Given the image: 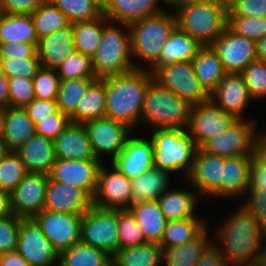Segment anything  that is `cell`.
<instances>
[{
    "mask_svg": "<svg viewBox=\"0 0 266 266\" xmlns=\"http://www.w3.org/2000/svg\"><path fill=\"white\" fill-rule=\"evenodd\" d=\"M232 212L215 229L220 240L216 244L232 266H255L266 240V230L244 204Z\"/></svg>",
    "mask_w": 266,
    "mask_h": 266,
    "instance_id": "1",
    "label": "cell"
},
{
    "mask_svg": "<svg viewBox=\"0 0 266 266\" xmlns=\"http://www.w3.org/2000/svg\"><path fill=\"white\" fill-rule=\"evenodd\" d=\"M103 79L105 117L134 129L141 122L143 102L153 74L148 69H135L123 75Z\"/></svg>",
    "mask_w": 266,
    "mask_h": 266,
    "instance_id": "2",
    "label": "cell"
},
{
    "mask_svg": "<svg viewBox=\"0 0 266 266\" xmlns=\"http://www.w3.org/2000/svg\"><path fill=\"white\" fill-rule=\"evenodd\" d=\"M131 54L136 69H150L160 58L164 44L177 27L175 13L167 10L128 25ZM134 57V58H133ZM142 60L143 64L135 62ZM142 66H141V65Z\"/></svg>",
    "mask_w": 266,
    "mask_h": 266,
    "instance_id": "3",
    "label": "cell"
},
{
    "mask_svg": "<svg viewBox=\"0 0 266 266\" xmlns=\"http://www.w3.org/2000/svg\"><path fill=\"white\" fill-rule=\"evenodd\" d=\"M92 65L97 79L123 75L136 69L128 25L111 22L103 15L101 41L92 56Z\"/></svg>",
    "mask_w": 266,
    "mask_h": 266,
    "instance_id": "4",
    "label": "cell"
},
{
    "mask_svg": "<svg viewBox=\"0 0 266 266\" xmlns=\"http://www.w3.org/2000/svg\"><path fill=\"white\" fill-rule=\"evenodd\" d=\"M192 105L152 80L143 102L141 123L151 131L182 129L187 131Z\"/></svg>",
    "mask_w": 266,
    "mask_h": 266,
    "instance_id": "5",
    "label": "cell"
},
{
    "mask_svg": "<svg viewBox=\"0 0 266 266\" xmlns=\"http://www.w3.org/2000/svg\"><path fill=\"white\" fill-rule=\"evenodd\" d=\"M174 11L177 27L202 46H210L227 26V8L215 0L180 6Z\"/></svg>",
    "mask_w": 266,
    "mask_h": 266,
    "instance_id": "6",
    "label": "cell"
},
{
    "mask_svg": "<svg viewBox=\"0 0 266 266\" xmlns=\"http://www.w3.org/2000/svg\"><path fill=\"white\" fill-rule=\"evenodd\" d=\"M150 133L154 167L170 173L181 171L186 180L197 149L192 136L182 129H156Z\"/></svg>",
    "mask_w": 266,
    "mask_h": 266,
    "instance_id": "7",
    "label": "cell"
},
{
    "mask_svg": "<svg viewBox=\"0 0 266 266\" xmlns=\"http://www.w3.org/2000/svg\"><path fill=\"white\" fill-rule=\"evenodd\" d=\"M253 120L236 119L222 134L209 139L201 149L223 158L254 156L262 146L261 131Z\"/></svg>",
    "mask_w": 266,
    "mask_h": 266,
    "instance_id": "8",
    "label": "cell"
},
{
    "mask_svg": "<svg viewBox=\"0 0 266 266\" xmlns=\"http://www.w3.org/2000/svg\"><path fill=\"white\" fill-rule=\"evenodd\" d=\"M149 71L159 85L188 101L192 106L210 100V94L196 78L192 61L152 66Z\"/></svg>",
    "mask_w": 266,
    "mask_h": 266,
    "instance_id": "9",
    "label": "cell"
},
{
    "mask_svg": "<svg viewBox=\"0 0 266 266\" xmlns=\"http://www.w3.org/2000/svg\"><path fill=\"white\" fill-rule=\"evenodd\" d=\"M81 242L102 250L111 257L120 249L118 209L92 206L82 215Z\"/></svg>",
    "mask_w": 266,
    "mask_h": 266,
    "instance_id": "10",
    "label": "cell"
},
{
    "mask_svg": "<svg viewBox=\"0 0 266 266\" xmlns=\"http://www.w3.org/2000/svg\"><path fill=\"white\" fill-rule=\"evenodd\" d=\"M33 219L58 254L81 242V215L43 210Z\"/></svg>",
    "mask_w": 266,
    "mask_h": 266,
    "instance_id": "11",
    "label": "cell"
},
{
    "mask_svg": "<svg viewBox=\"0 0 266 266\" xmlns=\"http://www.w3.org/2000/svg\"><path fill=\"white\" fill-rule=\"evenodd\" d=\"M91 148L96 159L103 162V155H109L111 162L124 148L132 130L126 125L108 117L97 118L84 123Z\"/></svg>",
    "mask_w": 266,
    "mask_h": 266,
    "instance_id": "12",
    "label": "cell"
},
{
    "mask_svg": "<svg viewBox=\"0 0 266 266\" xmlns=\"http://www.w3.org/2000/svg\"><path fill=\"white\" fill-rule=\"evenodd\" d=\"M110 169L103 163L100 166L97 187L92 198L93 206L103 209H128L132 205L130 179L112 164Z\"/></svg>",
    "mask_w": 266,
    "mask_h": 266,
    "instance_id": "13",
    "label": "cell"
},
{
    "mask_svg": "<svg viewBox=\"0 0 266 266\" xmlns=\"http://www.w3.org/2000/svg\"><path fill=\"white\" fill-rule=\"evenodd\" d=\"M235 120L234 116L209 100L192 107L187 132L196 147L201 148L209 139L226 131Z\"/></svg>",
    "mask_w": 266,
    "mask_h": 266,
    "instance_id": "14",
    "label": "cell"
},
{
    "mask_svg": "<svg viewBox=\"0 0 266 266\" xmlns=\"http://www.w3.org/2000/svg\"><path fill=\"white\" fill-rule=\"evenodd\" d=\"M224 158L212 155L201 148H197L193 165L189 176L185 182L191 184L200 198L209 199L221 198V178L223 173Z\"/></svg>",
    "mask_w": 266,
    "mask_h": 266,
    "instance_id": "15",
    "label": "cell"
},
{
    "mask_svg": "<svg viewBox=\"0 0 266 266\" xmlns=\"http://www.w3.org/2000/svg\"><path fill=\"white\" fill-rule=\"evenodd\" d=\"M210 46L219 56L226 73L240 74L258 59L256 42L234 33L228 26Z\"/></svg>",
    "mask_w": 266,
    "mask_h": 266,
    "instance_id": "16",
    "label": "cell"
},
{
    "mask_svg": "<svg viewBox=\"0 0 266 266\" xmlns=\"http://www.w3.org/2000/svg\"><path fill=\"white\" fill-rule=\"evenodd\" d=\"M16 252L31 266L58 265L59 254L33 218H21Z\"/></svg>",
    "mask_w": 266,
    "mask_h": 266,
    "instance_id": "17",
    "label": "cell"
},
{
    "mask_svg": "<svg viewBox=\"0 0 266 266\" xmlns=\"http://www.w3.org/2000/svg\"><path fill=\"white\" fill-rule=\"evenodd\" d=\"M49 175L28 173L10 193L12 213L22 219L34 218L45 207Z\"/></svg>",
    "mask_w": 266,
    "mask_h": 266,
    "instance_id": "18",
    "label": "cell"
},
{
    "mask_svg": "<svg viewBox=\"0 0 266 266\" xmlns=\"http://www.w3.org/2000/svg\"><path fill=\"white\" fill-rule=\"evenodd\" d=\"M102 163L100 160L56 159L49 177L52 180L83 189L93 198Z\"/></svg>",
    "mask_w": 266,
    "mask_h": 266,
    "instance_id": "19",
    "label": "cell"
},
{
    "mask_svg": "<svg viewBox=\"0 0 266 266\" xmlns=\"http://www.w3.org/2000/svg\"><path fill=\"white\" fill-rule=\"evenodd\" d=\"M129 179L138 177L154 167V151L151 137L128 136L124 148L111 162Z\"/></svg>",
    "mask_w": 266,
    "mask_h": 266,
    "instance_id": "20",
    "label": "cell"
},
{
    "mask_svg": "<svg viewBox=\"0 0 266 266\" xmlns=\"http://www.w3.org/2000/svg\"><path fill=\"white\" fill-rule=\"evenodd\" d=\"M210 100L236 119H245L243 113L253 99L242 75L227 73L210 93Z\"/></svg>",
    "mask_w": 266,
    "mask_h": 266,
    "instance_id": "21",
    "label": "cell"
},
{
    "mask_svg": "<svg viewBox=\"0 0 266 266\" xmlns=\"http://www.w3.org/2000/svg\"><path fill=\"white\" fill-rule=\"evenodd\" d=\"M92 206V198L83 189L49 177L44 210L82 216Z\"/></svg>",
    "mask_w": 266,
    "mask_h": 266,
    "instance_id": "22",
    "label": "cell"
},
{
    "mask_svg": "<svg viewBox=\"0 0 266 266\" xmlns=\"http://www.w3.org/2000/svg\"><path fill=\"white\" fill-rule=\"evenodd\" d=\"M254 156L224 158L221 178V199L247 197L251 185Z\"/></svg>",
    "mask_w": 266,
    "mask_h": 266,
    "instance_id": "23",
    "label": "cell"
},
{
    "mask_svg": "<svg viewBox=\"0 0 266 266\" xmlns=\"http://www.w3.org/2000/svg\"><path fill=\"white\" fill-rule=\"evenodd\" d=\"M56 159H96L84 124L70 123L54 140Z\"/></svg>",
    "mask_w": 266,
    "mask_h": 266,
    "instance_id": "24",
    "label": "cell"
},
{
    "mask_svg": "<svg viewBox=\"0 0 266 266\" xmlns=\"http://www.w3.org/2000/svg\"><path fill=\"white\" fill-rule=\"evenodd\" d=\"M28 173L49 175L56 161L54 140L35 134L16 151Z\"/></svg>",
    "mask_w": 266,
    "mask_h": 266,
    "instance_id": "25",
    "label": "cell"
},
{
    "mask_svg": "<svg viewBox=\"0 0 266 266\" xmlns=\"http://www.w3.org/2000/svg\"><path fill=\"white\" fill-rule=\"evenodd\" d=\"M37 52L41 67L56 69L69 55L76 52L72 23L41 38Z\"/></svg>",
    "mask_w": 266,
    "mask_h": 266,
    "instance_id": "26",
    "label": "cell"
},
{
    "mask_svg": "<svg viewBox=\"0 0 266 266\" xmlns=\"http://www.w3.org/2000/svg\"><path fill=\"white\" fill-rule=\"evenodd\" d=\"M160 1L167 5V0H110L103 15L111 22L129 25L164 11Z\"/></svg>",
    "mask_w": 266,
    "mask_h": 266,
    "instance_id": "27",
    "label": "cell"
},
{
    "mask_svg": "<svg viewBox=\"0 0 266 266\" xmlns=\"http://www.w3.org/2000/svg\"><path fill=\"white\" fill-rule=\"evenodd\" d=\"M36 134L35 123L24 108H4L1 138L10 152H16L22 144Z\"/></svg>",
    "mask_w": 266,
    "mask_h": 266,
    "instance_id": "28",
    "label": "cell"
},
{
    "mask_svg": "<svg viewBox=\"0 0 266 266\" xmlns=\"http://www.w3.org/2000/svg\"><path fill=\"white\" fill-rule=\"evenodd\" d=\"M128 210L139 223L145 241L160 244L168 221L159 202L156 200L135 203Z\"/></svg>",
    "mask_w": 266,
    "mask_h": 266,
    "instance_id": "29",
    "label": "cell"
},
{
    "mask_svg": "<svg viewBox=\"0 0 266 266\" xmlns=\"http://www.w3.org/2000/svg\"><path fill=\"white\" fill-rule=\"evenodd\" d=\"M199 200L201 198L195 189L192 191L187 188L184 190L182 187L181 189L175 187L173 190L169 188L157 201L166 220L172 221L199 218L195 212Z\"/></svg>",
    "mask_w": 266,
    "mask_h": 266,
    "instance_id": "30",
    "label": "cell"
},
{
    "mask_svg": "<svg viewBox=\"0 0 266 266\" xmlns=\"http://www.w3.org/2000/svg\"><path fill=\"white\" fill-rule=\"evenodd\" d=\"M170 174L165 170L152 167L138 177L130 179L132 204L158 200L170 187Z\"/></svg>",
    "mask_w": 266,
    "mask_h": 266,
    "instance_id": "31",
    "label": "cell"
},
{
    "mask_svg": "<svg viewBox=\"0 0 266 266\" xmlns=\"http://www.w3.org/2000/svg\"><path fill=\"white\" fill-rule=\"evenodd\" d=\"M192 63L196 78L209 94L227 74L219 56L211 46H203Z\"/></svg>",
    "mask_w": 266,
    "mask_h": 266,
    "instance_id": "32",
    "label": "cell"
},
{
    "mask_svg": "<svg viewBox=\"0 0 266 266\" xmlns=\"http://www.w3.org/2000/svg\"><path fill=\"white\" fill-rule=\"evenodd\" d=\"M203 46L178 27L164 44L159 60L153 66H163L178 61H192Z\"/></svg>",
    "mask_w": 266,
    "mask_h": 266,
    "instance_id": "33",
    "label": "cell"
},
{
    "mask_svg": "<svg viewBox=\"0 0 266 266\" xmlns=\"http://www.w3.org/2000/svg\"><path fill=\"white\" fill-rule=\"evenodd\" d=\"M0 42L39 44L31 14L0 13Z\"/></svg>",
    "mask_w": 266,
    "mask_h": 266,
    "instance_id": "34",
    "label": "cell"
},
{
    "mask_svg": "<svg viewBox=\"0 0 266 266\" xmlns=\"http://www.w3.org/2000/svg\"><path fill=\"white\" fill-rule=\"evenodd\" d=\"M102 117H105V80L96 79L88 86L70 121L84 124Z\"/></svg>",
    "mask_w": 266,
    "mask_h": 266,
    "instance_id": "35",
    "label": "cell"
},
{
    "mask_svg": "<svg viewBox=\"0 0 266 266\" xmlns=\"http://www.w3.org/2000/svg\"><path fill=\"white\" fill-rule=\"evenodd\" d=\"M208 226L192 241L163 250V266H197L203 250L213 241ZM166 264V265H165Z\"/></svg>",
    "mask_w": 266,
    "mask_h": 266,
    "instance_id": "36",
    "label": "cell"
},
{
    "mask_svg": "<svg viewBox=\"0 0 266 266\" xmlns=\"http://www.w3.org/2000/svg\"><path fill=\"white\" fill-rule=\"evenodd\" d=\"M161 262L163 249L157 243L122 248L112 257V266H159Z\"/></svg>",
    "mask_w": 266,
    "mask_h": 266,
    "instance_id": "37",
    "label": "cell"
},
{
    "mask_svg": "<svg viewBox=\"0 0 266 266\" xmlns=\"http://www.w3.org/2000/svg\"><path fill=\"white\" fill-rule=\"evenodd\" d=\"M207 226L203 218H187L167 222L160 247L164 250L195 239Z\"/></svg>",
    "mask_w": 266,
    "mask_h": 266,
    "instance_id": "38",
    "label": "cell"
},
{
    "mask_svg": "<svg viewBox=\"0 0 266 266\" xmlns=\"http://www.w3.org/2000/svg\"><path fill=\"white\" fill-rule=\"evenodd\" d=\"M59 266H112V257L106 252L82 242L59 254Z\"/></svg>",
    "mask_w": 266,
    "mask_h": 266,
    "instance_id": "39",
    "label": "cell"
},
{
    "mask_svg": "<svg viewBox=\"0 0 266 266\" xmlns=\"http://www.w3.org/2000/svg\"><path fill=\"white\" fill-rule=\"evenodd\" d=\"M76 51L92 57L101 41L103 14L91 21L72 23Z\"/></svg>",
    "mask_w": 266,
    "mask_h": 266,
    "instance_id": "40",
    "label": "cell"
},
{
    "mask_svg": "<svg viewBox=\"0 0 266 266\" xmlns=\"http://www.w3.org/2000/svg\"><path fill=\"white\" fill-rule=\"evenodd\" d=\"M97 78H77L60 81L56 103L58 109L69 118L76 112L79 101L88 86Z\"/></svg>",
    "mask_w": 266,
    "mask_h": 266,
    "instance_id": "41",
    "label": "cell"
},
{
    "mask_svg": "<svg viewBox=\"0 0 266 266\" xmlns=\"http://www.w3.org/2000/svg\"><path fill=\"white\" fill-rule=\"evenodd\" d=\"M31 16L39 40L71 24L66 15L50 1L33 12Z\"/></svg>",
    "mask_w": 266,
    "mask_h": 266,
    "instance_id": "42",
    "label": "cell"
},
{
    "mask_svg": "<svg viewBox=\"0 0 266 266\" xmlns=\"http://www.w3.org/2000/svg\"><path fill=\"white\" fill-rule=\"evenodd\" d=\"M71 23L99 18L103 10L93 0H49Z\"/></svg>",
    "mask_w": 266,
    "mask_h": 266,
    "instance_id": "43",
    "label": "cell"
},
{
    "mask_svg": "<svg viewBox=\"0 0 266 266\" xmlns=\"http://www.w3.org/2000/svg\"><path fill=\"white\" fill-rule=\"evenodd\" d=\"M60 81L77 78H96L93 70L92 57L75 52L69 55L57 68Z\"/></svg>",
    "mask_w": 266,
    "mask_h": 266,
    "instance_id": "44",
    "label": "cell"
},
{
    "mask_svg": "<svg viewBox=\"0 0 266 266\" xmlns=\"http://www.w3.org/2000/svg\"><path fill=\"white\" fill-rule=\"evenodd\" d=\"M27 174L17 153L9 152L0 161V190L10 194Z\"/></svg>",
    "mask_w": 266,
    "mask_h": 266,
    "instance_id": "45",
    "label": "cell"
},
{
    "mask_svg": "<svg viewBox=\"0 0 266 266\" xmlns=\"http://www.w3.org/2000/svg\"><path fill=\"white\" fill-rule=\"evenodd\" d=\"M118 236L120 249L147 243L139 223L128 209H118Z\"/></svg>",
    "mask_w": 266,
    "mask_h": 266,
    "instance_id": "46",
    "label": "cell"
},
{
    "mask_svg": "<svg viewBox=\"0 0 266 266\" xmlns=\"http://www.w3.org/2000/svg\"><path fill=\"white\" fill-rule=\"evenodd\" d=\"M254 100L266 98V61L255 60L240 73Z\"/></svg>",
    "mask_w": 266,
    "mask_h": 266,
    "instance_id": "47",
    "label": "cell"
},
{
    "mask_svg": "<svg viewBox=\"0 0 266 266\" xmlns=\"http://www.w3.org/2000/svg\"><path fill=\"white\" fill-rule=\"evenodd\" d=\"M227 26L256 43L266 36V17H227Z\"/></svg>",
    "mask_w": 266,
    "mask_h": 266,
    "instance_id": "48",
    "label": "cell"
},
{
    "mask_svg": "<svg viewBox=\"0 0 266 266\" xmlns=\"http://www.w3.org/2000/svg\"><path fill=\"white\" fill-rule=\"evenodd\" d=\"M32 80L36 99L56 100L60 85L56 69L41 67Z\"/></svg>",
    "mask_w": 266,
    "mask_h": 266,
    "instance_id": "49",
    "label": "cell"
},
{
    "mask_svg": "<svg viewBox=\"0 0 266 266\" xmlns=\"http://www.w3.org/2000/svg\"><path fill=\"white\" fill-rule=\"evenodd\" d=\"M9 106L24 108L34 98V84L32 79L13 77L8 79Z\"/></svg>",
    "mask_w": 266,
    "mask_h": 266,
    "instance_id": "50",
    "label": "cell"
},
{
    "mask_svg": "<svg viewBox=\"0 0 266 266\" xmlns=\"http://www.w3.org/2000/svg\"><path fill=\"white\" fill-rule=\"evenodd\" d=\"M0 66L6 77H25L33 79L41 68L39 58L0 59Z\"/></svg>",
    "mask_w": 266,
    "mask_h": 266,
    "instance_id": "51",
    "label": "cell"
},
{
    "mask_svg": "<svg viewBox=\"0 0 266 266\" xmlns=\"http://www.w3.org/2000/svg\"><path fill=\"white\" fill-rule=\"evenodd\" d=\"M20 223L14 214L0 219V255L16 252Z\"/></svg>",
    "mask_w": 266,
    "mask_h": 266,
    "instance_id": "52",
    "label": "cell"
},
{
    "mask_svg": "<svg viewBox=\"0 0 266 266\" xmlns=\"http://www.w3.org/2000/svg\"><path fill=\"white\" fill-rule=\"evenodd\" d=\"M70 123V118L58 110L35 125L36 134L55 140Z\"/></svg>",
    "mask_w": 266,
    "mask_h": 266,
    "instance_id": "53",
    "label": "cell"
},
{
    "mask_svg": "<svg viewBox=\"0 0 266 266\" xmlns=\"http://www.w3.org/2000/svg\"><path fill=\"white\" fill-rule=\"evenodd\" d=\"M266 17V0H236L227 9V17Z\"/></svg>",
    "mask_w": 266,
    "mask_h": 266,
    "instance_id": "54",
    "label": "cell"
},
{
    "mask_svg": "<svg viewBox=\"0 0 266 266\" xmlns=\"http://www.w3.org/2000/svg\"><path fill=\"white\" fill-rule=\"evenodd\" d=\"M37 47L28 42H0V59L39 58Z\"/></svg>",
    "mask_w": 266,
    "mask_h": 266,
    "instance_id": "55",
    "label": "cell"
},
{
    "mask_svg": "<svg viewBox=\"0 0 266 266\" xmlns=\"http://www.w3.org/2000/svg\"><path fill=\"white\" fill-rule=\"evenodd\" d=\"M247 198L243 200L242 204H244L257 222L266 230V191L249 190Z\"/></svg>",
    "mask_w": 266,
    "mask_h": 266,
    "instance_id": "56",
    "label": "cell"
},
{
    "mask_svg": "<svg viewBox=\"0 0 266 266\" xmlns=\"http://www.w3.org/2000/svg\"><path fill=\"white\" fill-rule=\"evenodd\" d=\"M250 190L266 191V149L263 146L254 154Z\"/></svg>",
    "mask_w": 266,
    "mask_h": 266,
    "instance_id": "57",
    "label": "cell"
},
{
    "mask_svg": "<svg viewBox=\"0 0 266 266\" xmlns=\"http://www.w3.org/2000/svg\"><path fill=\"white\" fill-rule=\"evenodd\" d=\"M24 110L36 125L42 119L48 118L49 115L56 113L59 109L56 100L34 98L24 107Z\"/></svg>",
    "mask_w": 266,
    "mask_h": 266,
    "instance_id": "58",
    "label": "cell"
},
{
    "mask_svg": "<svg viewBox=\"0 0 266 266\" xmlns=\"http://www.w3.org/2000/svg\"><path fill=\"white\" fill-rule=\"evenodd\" d=\"M49 0H0V13L32 14Z\"/></svg>",
    "mask_w": 266,
    "mask_h": 266,
    "instance_id": "59",
    "label": "cell"
},
{
    "mask_svg": "<svg viewBox=\"0 0 266 266\" xmlns=\"http://www.w3.org/2000/svg\"><path fill=\"white\" fill-rule=\"evenodd\" d=\"M197 266H232L222 255L217 244L212 241L202 252Z\"/></svg>",
    "mask_w": 266,
    "mask_h": 266,
    "instance_id": "60",
    "label": "cell"
},
{
    "mask_svg": "<svg viewBox=\"0 0 266 266\" xmlns=\"http://www.w3.org/2000/svg\"><path fill=\"white\" fill-rule=\"evenodd\" d=\"M0 266H31L17 252L5 253L0 255Z\"/></svg>",
    "mask_w": 266,
    "mask_h": 266,
    "instance_id": "61",
    "label": "cell"
},
{
    "mask_svg": "<svg viewBox=\"0 0 266 266\" xmlns=\"http://www.w3.org/2000/svg\"><path fill=\"white\" fill-rule=\"evenodd\" d=\"M9 106V84L8 78L3 73L0 66V107L7 108Z\"/></svg>",
    "mask_w": 266,
    "mask_h": 266,
    "instance_id": "62",
    "label": "cell"
},
{
    "mask_svg": "<svg viewBox=\"0 0 266 266\" xmlns=\"http://www.w3.org/2000/svg\"><path fill=\"white\" fill-rule=\"evenodd\" d=\"M12 214L10 194L0 190V219Z\"/></svg>",
    "mask_w": 266,
    "mask_h": 266,
    "instance_id": "63",
    "label": "cell"
},
{
    "mask_svg": "<svg viewBox=\"0 0 266 266\" xmlns=\"http://www.w3.org/2000/svg\"><path fill=\"white\" fill-rule=\"evenodd\" d=\"M204 1H208V0H167V5L166 7L169 8H173V12L177 7L180 6H185L188 4H192V3H199V2H204Z\"/></svg>",
    "mask_w": 266,
    "mask_h": 266,
    "instance_id": "64",
    "label": "cell"
},
{
    "mask_svg": "<svg viewBox=\"0 0 266 266\" xmlns=\"http://www.w3.org/2000/svg\"><path fill=\"white\" fill-rule=\"evenodd\" d=\"M257 58L266 61V36L256 43Z\"/></svg>",
    "mask_w": 266,
    "mask_h": 266,
    "instance_id": "65",
    "label": "cell"
},
{
    "mask_svg": "<svg viewBox=\"0 0 266 266\" xmlns=\"http://www.w3.org/2000/svg\"><path fill=\"white\" fill-rule=\"evenodd\" d=\"M9 152L10 151L8 150L6 143L0 136V161L5 158L9 154Z\"/></svg>",
    "mask_w": 266,
    "mask_h": 266,
    "instance_id": "66",
    "label": "cell"
},
{
    "mask_svg": "<svg viewBox=\"0 0 266 266\" xmlns=\"http://www.w3.org/2000/svg\"><path fill=\"white\" fill-rule=\"evenodd\" d=\"M102 10L106 8L110 0H93Z\"/></svg>",
    "mask_w": 266,
    "mask_h": 266,
    "instance_id": "67",
    "label": "cell"
},
{
    "mask_svg": "<svg viewBox=\"0 0 266 266\" xmlns=\"http://www.w3.org/2000/svg\"><path fill=\"white\" fill-rule=\"evenodd\" d=\"M217 3L224 5L227 9L236 0H215Z\"/></svg>",
    "mask_w": 266,
    "mask_h": 266,
    "instance_id": "68",
    "label": "cell"
},
{
    "mask_svg": "<svg viewBox=\"0 0 266 266\" xmlns=\"http://www.w3.org/2000/svg\"><path fill=\"white\" fill-rule=\"evenodd\" d=\"M265 132H261L262 135V146L266 149V130H263Z\"/></svg>",
    "mask_w": 266,
    "mask_h": 266,
    "instance_id": "69",
    "label": "cell"
},
{
    "mask_svg": "<svg viewBox=\"0 0 266 266\" xmlns=\"http://www.w3.org/2000/svg\"><path fill=\"white\" fill-rule=\"evenodd\" d=\"M3 112H4V108L0 107V134H1L2 123H3Z\"/></svg>",
    "mask_w": 266,
    "mask_h": 266,
    "instance_id": "70",
    "label": "cell"
}]
</instances>
